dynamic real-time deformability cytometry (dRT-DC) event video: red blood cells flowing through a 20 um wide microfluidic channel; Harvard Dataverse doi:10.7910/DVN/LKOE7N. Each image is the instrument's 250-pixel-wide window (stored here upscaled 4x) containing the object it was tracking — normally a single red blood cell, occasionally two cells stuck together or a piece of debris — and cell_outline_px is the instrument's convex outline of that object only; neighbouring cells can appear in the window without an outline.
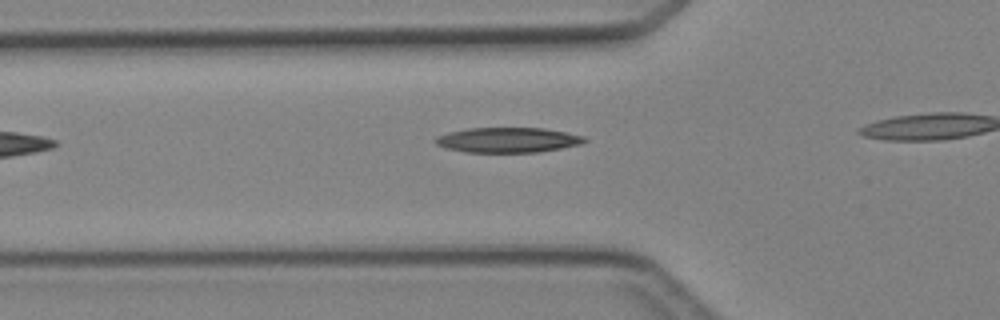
{"species": "Egyptian fruit bat (a non-hibernating species)", "species_latin": "Rousettus aegyptiacus", "temperature_condition": "cold", "stored_images_in_passage": 4, "segment_of_instrument_passage": [1, 2], "camera_frame_rate_fps": 3000, "um_per_image_px": 0.085, "animal": {"sex": "female"}, "frame": {"image": 1, "passage_image": 3, "time_ms": 2.333, "image_size_px": [1000, 320], "cell_outline_px": [[588, 140], [580, 144], [540, 152], [464, 152], [448, 148], [436, 144], [432, 140], [436, 136], [448, 132], [468, 128], [544, 128], [584, 136]], "centroid_in_image_um": [43.13, 11.89], "position_along_channel_um": 82.7, "area_um2": 21.73}}